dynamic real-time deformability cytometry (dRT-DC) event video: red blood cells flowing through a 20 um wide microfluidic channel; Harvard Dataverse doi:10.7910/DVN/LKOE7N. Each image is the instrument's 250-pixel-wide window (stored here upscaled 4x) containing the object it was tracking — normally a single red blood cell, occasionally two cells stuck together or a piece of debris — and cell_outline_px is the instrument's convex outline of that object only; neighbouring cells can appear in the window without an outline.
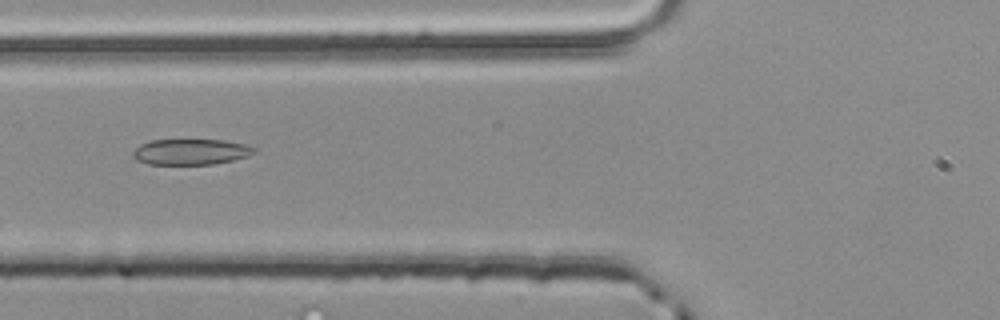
{"species": "common noctule bat (a hibernating species)", "species_latin": "Nyctalus noctula", "temperature_condition": "room temperature", "stored_images_in_passage": 4, "camera_frame_rate_fps": 3000, "um_per_image_px": 0.085, "animal": {"sex": "male", "body_mass_g": 20.4}, "frame": {"image": 1, "passage_image": 4, "time_ms": 1.0, "image_size_px": [1000, 320], "cell_outline_px": [[256, 152], [248, 156], [232, 160], [212, 164], [148, 164], [136, 160], [132, 156], [132, 152], [140, 144], [152, 140], [224, 140], [248, 144], [256, 148]], "centroid_in_image_um": [16.23, 12.9], "position_along_channel_um": 109.6, "area_um2": 18.26}}